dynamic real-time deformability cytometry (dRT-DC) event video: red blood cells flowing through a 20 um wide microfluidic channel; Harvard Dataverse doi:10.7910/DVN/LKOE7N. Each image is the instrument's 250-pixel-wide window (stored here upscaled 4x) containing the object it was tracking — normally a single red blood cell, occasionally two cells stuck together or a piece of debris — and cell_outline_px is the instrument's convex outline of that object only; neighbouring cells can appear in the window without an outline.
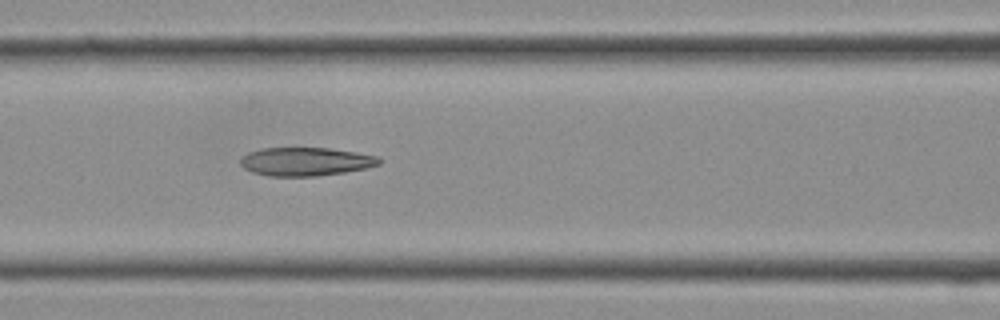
{"species": "Egyptian fruit bat (a non-hibernating species)", "species_latin": "Rousettus aegyptiacus", "temperature_condition": "cold", "stored_images_in_passage": 12, "camera_frame_rate_fps": 3000, "um_per_image_px": 0.085, "frame": {"image": 1, "passage_image": 12, "time_ms": 3.667, "image_size_px": [1000, 320], "cell_outline_px": [[384, 160], [380, 164], [364, 168], [344, 172], [316, 176], [268, 176], [252, 172], [244, 168], [240, 164], [240, 160], [248, 152], [260, 148], [328, 148], [356, 152], [380, 156]], "centroid_in_image_um": [26.0, 13.73], "position_along_channel_um": 140.6, "area_um2": 23.06}}